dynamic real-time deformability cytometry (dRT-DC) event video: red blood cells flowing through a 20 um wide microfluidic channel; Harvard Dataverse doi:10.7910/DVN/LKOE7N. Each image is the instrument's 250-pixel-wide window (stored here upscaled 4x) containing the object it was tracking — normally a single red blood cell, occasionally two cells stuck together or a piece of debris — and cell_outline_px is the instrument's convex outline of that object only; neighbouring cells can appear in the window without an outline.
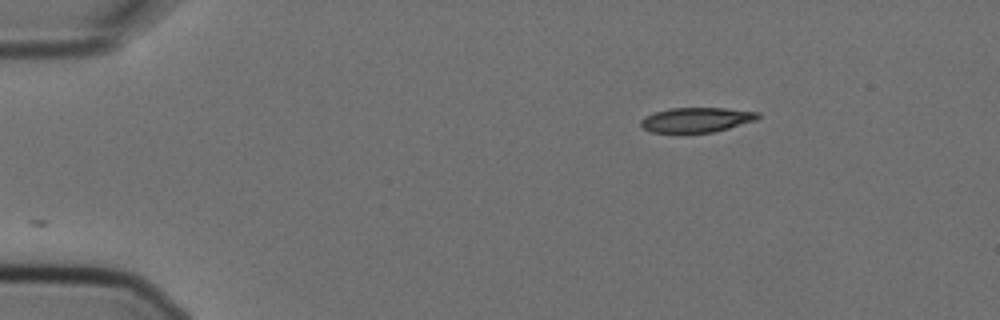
{"species": "Egyptian fruit bat (a non-hibernating species)", "species_latin": "Rousettus aegyptiacus", "temperature_condition": "cold", "stored_images_in_passage": 3, "camera_frame_rate_fps": 3000, "um_per_image_px": 0.085, "animal": {"sex": "female"}, "frame": {"image": 1, "passage_image": 1, "time_ms": 0.0, "image_size_px": [1000, 320], "cell_outline_px": [[760, 116], [756, 120], [728, 128], [712, 132], [652, 132], [644, 128], [640, 124], [640, 120], [644, 116], [656, 112], [672, 108], [724, 108], [760, 112]], "centroid_in_image_um": [59.21, 10.17], "position_along_channel_um": 25.8, "area_um2": 16.7}}